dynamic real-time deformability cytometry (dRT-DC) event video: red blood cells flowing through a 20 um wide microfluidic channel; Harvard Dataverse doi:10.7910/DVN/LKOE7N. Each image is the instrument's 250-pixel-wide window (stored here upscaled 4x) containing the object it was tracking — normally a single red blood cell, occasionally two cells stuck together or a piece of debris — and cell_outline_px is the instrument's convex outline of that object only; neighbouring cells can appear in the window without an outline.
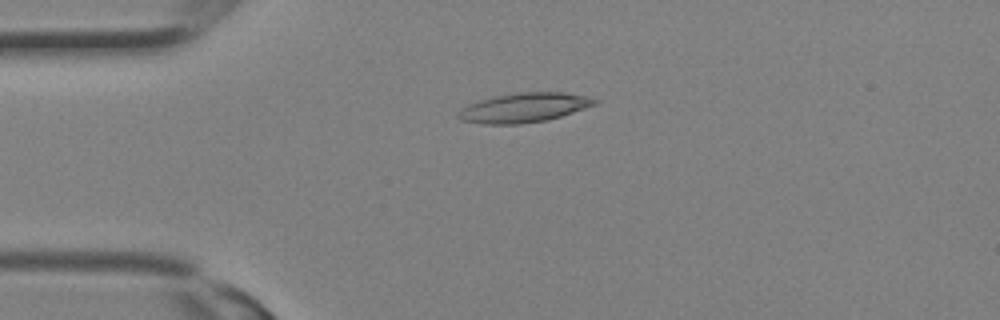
{"species": "Egyptian fruit bat (a non-hibernating species)", "species_latin": "Rousettus aegyptiacus", "temperature_condition": "room temperature", "stored_images_in_passage": 23, "camera_frame_rate_fps": 3000, "um_per_image_px": 0.085, "animal": {"sex": "female"}, "frame": {"image": 1, "passage_image": 8, "time_ms": 2.333, "image_size_px": [1000, 320], "cell_outline_px": [[600, 100], [596, 104], [548, 120], [520, 124], [484, 124], [460, 120], [456, 116], [460, 108], [468, 104], [480, 100], [496, 96], [520, 92], [564, 92], [584, 96]], "centroid_in_image_um": [44.5, 9.15], "position_along_channel_um": 40.5, "area_um2": 23.29}}
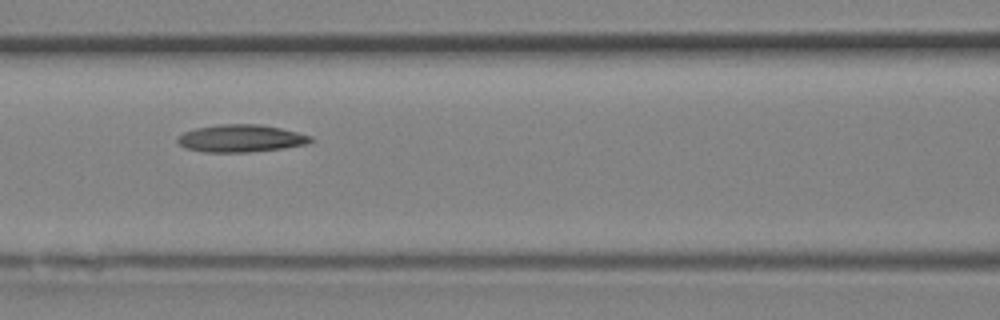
{"frame": {"image": 2, "passage_image": 14, "time_ms": 4.333, "image_size_px": [1000, 320], "cell_outline_px": [[316, 140], [308, 144], [284, 148], [248, 152], [204, 152], [184, 148], [176, 140], [176, 136], [184, 132], [196, 128], [220, 124], [260, 124], [280, 128], [312, 136]], "centroid_in_image_um": [20.48, 11.76], "position_along_channel_um": 146.1, "area_um2": 21.44}}
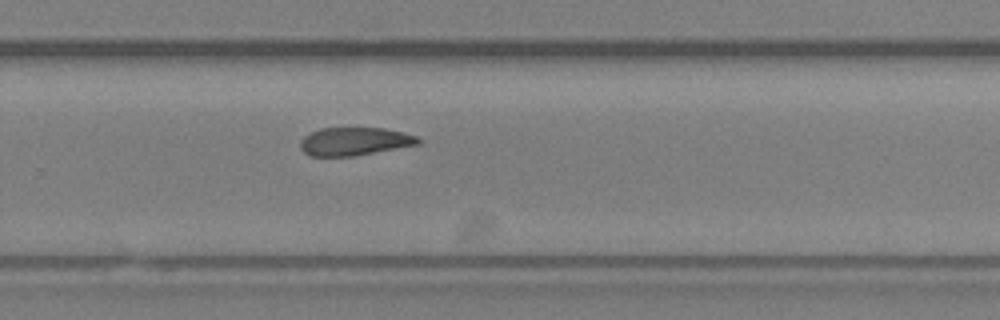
{"frame": {"image": 3, "passage_image": 21, "time_ms": 6.667, "image_size_px": [1000, 320], "cell_outline_px": [[420, 144], [352, 156], [312, 156], [304, 152], [300, 148], [300, 140], [304, 136], [320, 128], [384, 128], [404, 132], [420, 136]], "centroid_in_image_um": [30.16, 12.01], "position_along_channel_um": 299.6, "area_um2": 19.31}}